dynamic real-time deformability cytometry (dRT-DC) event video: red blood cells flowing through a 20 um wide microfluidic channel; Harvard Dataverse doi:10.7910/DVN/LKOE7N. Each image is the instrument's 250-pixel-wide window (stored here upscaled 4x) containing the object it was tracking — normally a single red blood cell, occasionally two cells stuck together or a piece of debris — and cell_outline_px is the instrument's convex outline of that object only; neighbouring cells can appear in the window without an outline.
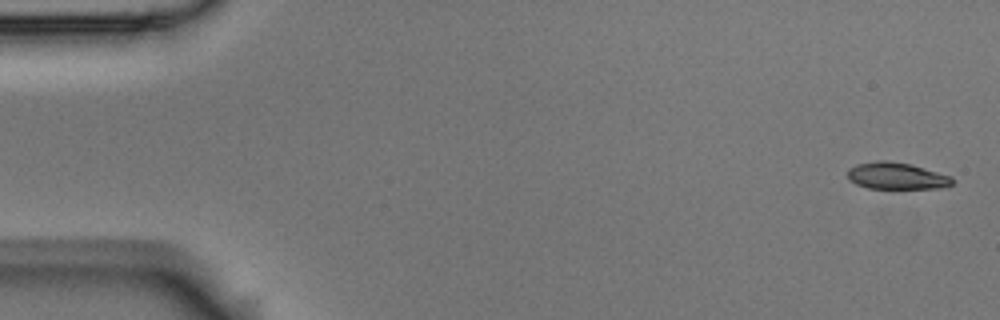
{"species": "Egyptian fruit bat (a non-hibernating species)", "species_latin": "Rousettus aegyptiacus", "temperature_condition": "room temperature", "stored_images_in_passage": 4, "camera_frame_rate_fps": 3000, "um_per_image_px": 0.085, "animal": {"sex": "male"}, "frame": {"image": 1, "passage_image": 1, "time_ms": 0.0, "image_size_px": [1000, 320], "cell_outline_px": [[952, 184], [944, 188], [868, 188], [856, 184], [848, 180], [848, 168], [856, 164], [876, 160], [888, 160], [908, 164], [952, 176]], "centroid_in_image_um": [76.17, 14.95], "position_along_channel_um": 8.8, "area_um2": 16.3}}
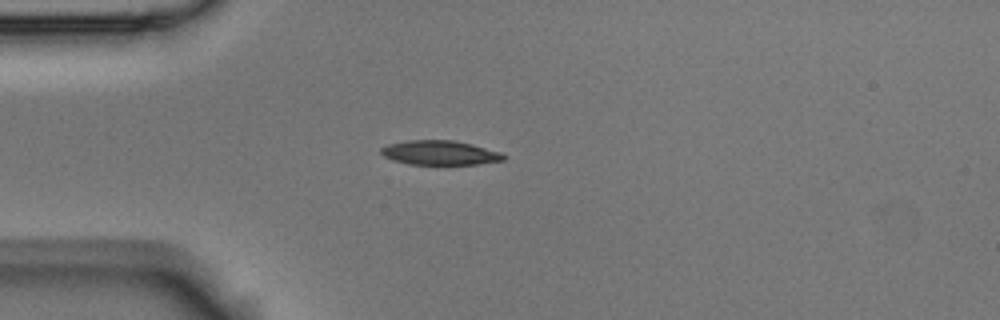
{"frame": {"image": 2, "passage_image": 4, "time_ms": 1.0, "image_size_px": [1000, 320], "cell_outline_px": [[508, 156], [504, 160], [480, 164], [408, 164], [392, 160], [384, 156], [380, 152], [380, 148], [388, 144], [408, 140], [452, 140], [472, 144], [500, 152]], "centroid_in_image_um": [37.39, 12.98], "position_along_channel_um": 47.6, "area_um2": 17.46}}